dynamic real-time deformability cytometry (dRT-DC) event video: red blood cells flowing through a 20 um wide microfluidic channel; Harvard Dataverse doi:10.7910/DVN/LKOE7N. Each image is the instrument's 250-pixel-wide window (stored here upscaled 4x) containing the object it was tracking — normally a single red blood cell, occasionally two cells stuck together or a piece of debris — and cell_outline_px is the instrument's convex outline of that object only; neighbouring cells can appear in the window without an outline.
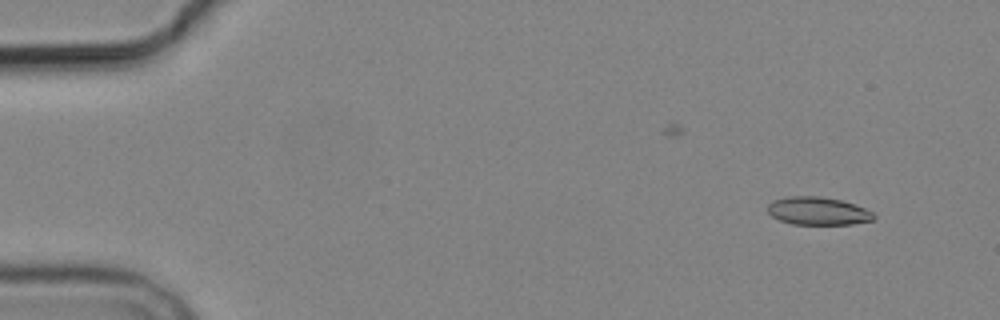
{"species": "common noctule bat (a hibernating species)", "species_latin": "Nyctalus noctula", "temperature_condition": "cold", "stored_images_in_passage": 4, "camera_frame_rate_fps": 3000, "um_per_image_px": 0.085, "animal": {"sex": "male", "body_mass_g": 19.2, "forearm_length_mm": 51.8}, "frame": {"image": 1, "passage_image": 1, "time_ms": 0.0, "image_size_px": [1000, 320], "cell_outline_px": [[876, 216], [872, 220], [852, 224], [792, 224], [780, 220], [772, 216], [768, 212], [768, 204], [772, 200], [788, 196], [820, 196], [840, 200], [864, 208], [872, 212]], "centroid_in_image_um": [69.49, 17.93], "position_along_channel_um": 15.5, "area_um2": 17.17}}
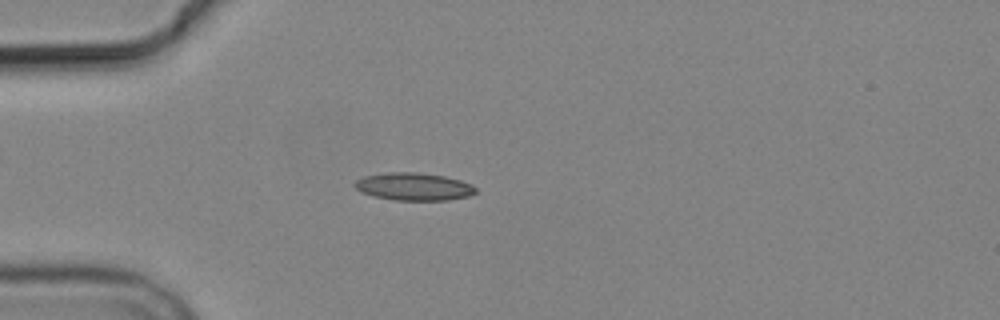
{"frame": {"image": 2, "passage_image": 4, "time_ms": 3.667, "image_size_px": [1000, 320], "cell_outline_px": [[476, 192], [468, 196], [448, 200], [392, 200], [372, 196], [356, 188], [352, 184], [356, 180], [364, 176], [384, 172], [416, 172], [444, 176], [460, 180], [472, 184], [476, 188]], "centroid_in_image_um": [35.15, 15.86], "position_along_channel_um": 49.8, "area_um2": 19.54}}